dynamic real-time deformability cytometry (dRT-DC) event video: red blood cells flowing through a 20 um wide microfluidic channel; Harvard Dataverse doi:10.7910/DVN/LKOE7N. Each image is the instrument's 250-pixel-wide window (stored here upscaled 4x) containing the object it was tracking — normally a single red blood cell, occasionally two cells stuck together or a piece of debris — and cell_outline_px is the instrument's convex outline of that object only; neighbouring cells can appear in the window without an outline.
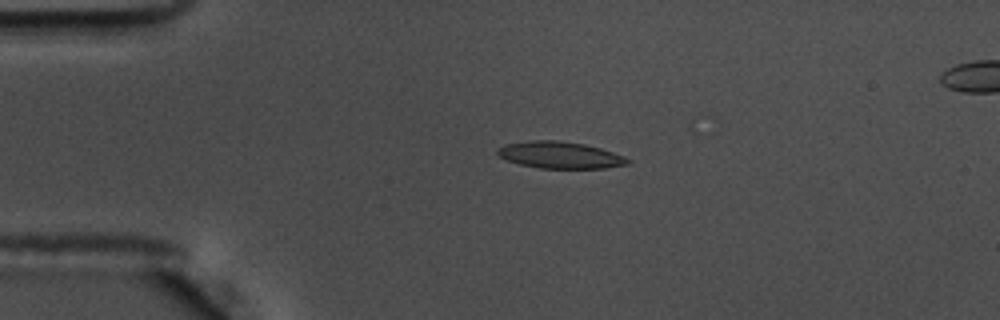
{"species": "common noctule bat (a hibernating species)", "species_latin": "Nyctalus noctula", "temperature_condition": "warm", "stored_images_in_passage": 47, "camera_frame_rate_fps": 3000, "um_per_image_px": 0.085, "animal": {"sex": "male", "body_mass_g": 17.5, "forearm_length_mm": 52.3}, "frame": {"image": 1, "passage_image": 13, "time_ms": 4.0, "image_size_px": [1000, 320], "cell_outline_px": [[632, 160], [628, 164], [604, 168], [540, 168], [520, 164], [508, 160], [500, 156], [496, 152], [496, 148], [504, 144], [532, 140], [556, 140], [584, 144], [600, 148], [624, 156]], "centroid_in_image_um": [47.59, 13.17], "position_along_channel_um": 37.4, "area_um2": 20.23}}
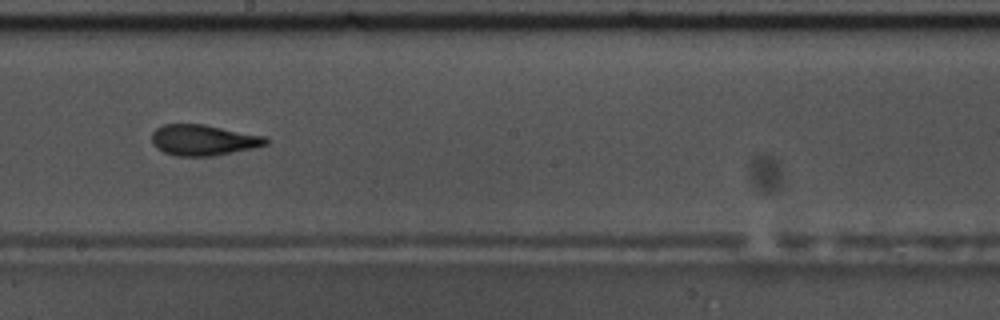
{"frame": {"image": 2, "passage_image": 32, "time_ms": 10.333, "image_size_px": [1000, 320], "cell_outline_px": [[268, 144], [252, 148], [212, 156], [176, 156], [164, 152], [156, 148], [152, 144], [152, 132], [156, 128], [164, 124], [204, 124], [264, 136], [268, 140]], "centroid_in_image_um": [17.24, 11.9], "position_along_channel_um": 231.0, "area_um2": 20.4}}
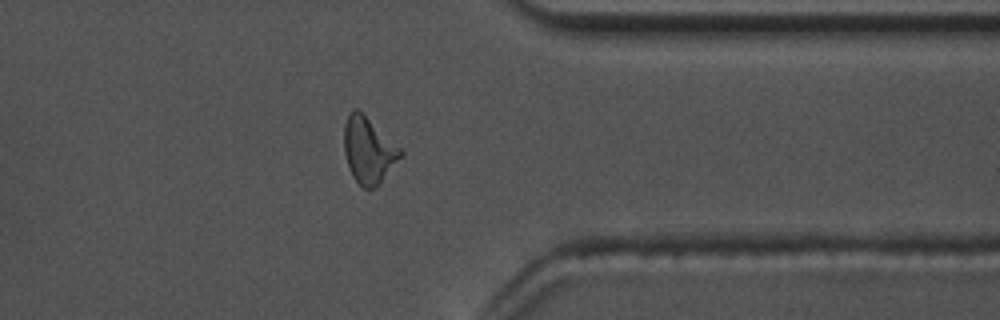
{"frame": {"image": 3, "passage_image": 45, "time_ms": 14.667, "image_size_px": [1000, 320], "cell_outline_px": [[404, 152], [380, 184], [372, 188], [364, 188], [352, 176], [344, 152], [344, 124], [352, 108], [356, 108], [400, 148]], "centroid_in_image_um": [31.3, 12.79], "position_along_channel_um": 380.1, "area_um2": 21.15}}